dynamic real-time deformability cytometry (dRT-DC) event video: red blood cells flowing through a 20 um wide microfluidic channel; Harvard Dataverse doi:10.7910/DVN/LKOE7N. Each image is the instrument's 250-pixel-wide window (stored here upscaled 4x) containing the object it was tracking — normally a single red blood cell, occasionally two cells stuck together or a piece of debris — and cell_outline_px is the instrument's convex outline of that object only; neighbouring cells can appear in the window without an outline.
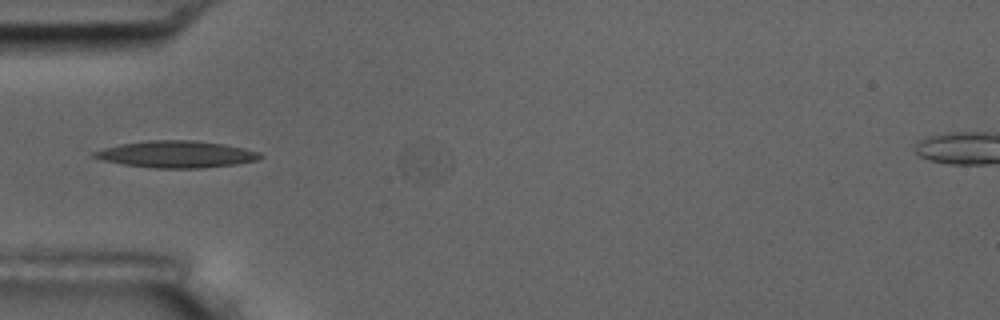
{"species": "common noctule bat (a hibernating species)", "species_latin": "Nyctalus noctula", "temperature_condition": "room temperature", "stored_images_in_passage": 3, "camera_frame_rate_fps": 3000, "um_per_image_px": 0.085, "animal": {"sex": "male", "body_mass_g": 17.5, "forearm_length_mm": 52.3}, "frame": {"image": 1, "passage_image": 2, "time_ms": 0.333, "image_size_px": [1000, 320], "cell_outline_px": [[264, 156], [256, 160], [236, 164], [200, 168], [156, 168], [124, 164], [104, 160], [92, 156], [92, 152], [104, 148], [120, 144], [148, 140], [196, 140], [224, 144], [244, 148], [260, 152]], "centroid_in_image_um": [15.02, 13.1], "position_along_channel_um": 70.0, "area_um2": 25.84}}